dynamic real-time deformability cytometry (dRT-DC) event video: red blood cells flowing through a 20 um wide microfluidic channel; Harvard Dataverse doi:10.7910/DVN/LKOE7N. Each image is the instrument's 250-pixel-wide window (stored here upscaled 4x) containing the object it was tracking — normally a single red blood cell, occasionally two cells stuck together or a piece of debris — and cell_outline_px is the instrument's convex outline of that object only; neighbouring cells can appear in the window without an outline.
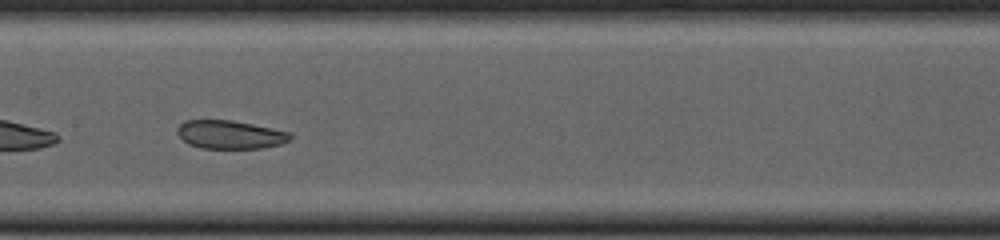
{"species": "common noctule bat (a hibernating species)", "species_latin": "Nyctalus noctula", "temperature_condition": "cold", "stored_images_in_passage": 47, "camera_frame_rate_fps": 3000, "um_per_image_px": 0.085, "animal": {"sex": "female", "body_mass_g": 23.0, "forearm_length_mm": 53.4}, "frame": {"image": 1, "passage_image": 21, "time_ms": 6.667, "image_size_px": [1000, 240], "cell_outline_px": [[292, 136], [288, 140], [280, 144], [264, 148], [200, 148], [188, 144], [176, 132], [176, 128], [184, 120], [232, 120], [292, 132]], "centroid_in_image_um": [19.55, 11.43], "position_along_channel_um": 187.9, "area_um2": 18.73}, "authors_computed_cell_mechanics": {"area_um2": 21.5016, "velocity_mm_per_s": 3.7191, "shape_relaxation_time_tau1_ms": null, "shape_relaxation_time_tau2_ms": 2.47, "deformation_change_tau1": null, "deformation_change_tau2": 0.0854}}